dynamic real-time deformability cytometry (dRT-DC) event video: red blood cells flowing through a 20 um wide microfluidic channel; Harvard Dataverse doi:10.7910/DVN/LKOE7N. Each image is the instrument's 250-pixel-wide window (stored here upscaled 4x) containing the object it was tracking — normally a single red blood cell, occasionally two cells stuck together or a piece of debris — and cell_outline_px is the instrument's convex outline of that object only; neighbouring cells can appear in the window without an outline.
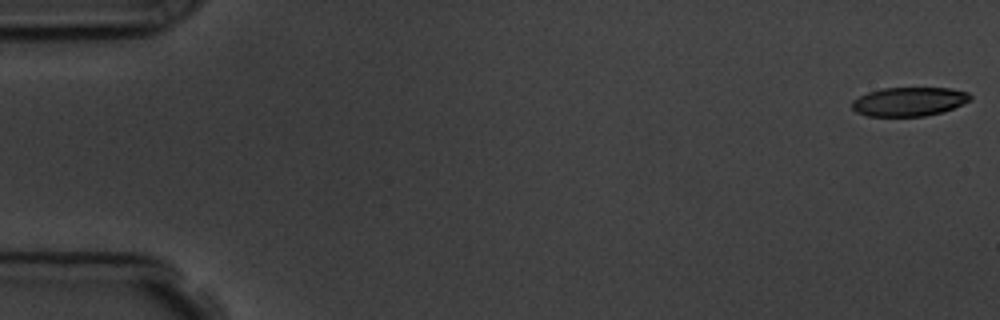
{"species": "common noctule bat (a hibernating species)", "species_latin": "Nyctalus noctula", "temperature_condition": "room temperature", "stored_images_in_passage": 4, "camera_frame_rate_fps": 3000, "um_per_image_px": 0.085, "animal": {"sex": "male", "body_mass_g": 19.5, "forearm_length_mm": 54.6}, "frame": {"image": 1, "passage_image": 1, "time_ms": 0.0, "image_size_px": [1000, 320], "cell_outline_px": [[972, 100], [952, 108], [940, 112], [924, 116], [868, 116], [856, 112], [852, 108], [852, 100], [868, 92], [884, 88], [952, 88], [968, 92], [972, 96]], "centroid_in_image_um": [77.28, 8.63], "position_along_channel_um": 7.7, "area_um2": 19.88}}